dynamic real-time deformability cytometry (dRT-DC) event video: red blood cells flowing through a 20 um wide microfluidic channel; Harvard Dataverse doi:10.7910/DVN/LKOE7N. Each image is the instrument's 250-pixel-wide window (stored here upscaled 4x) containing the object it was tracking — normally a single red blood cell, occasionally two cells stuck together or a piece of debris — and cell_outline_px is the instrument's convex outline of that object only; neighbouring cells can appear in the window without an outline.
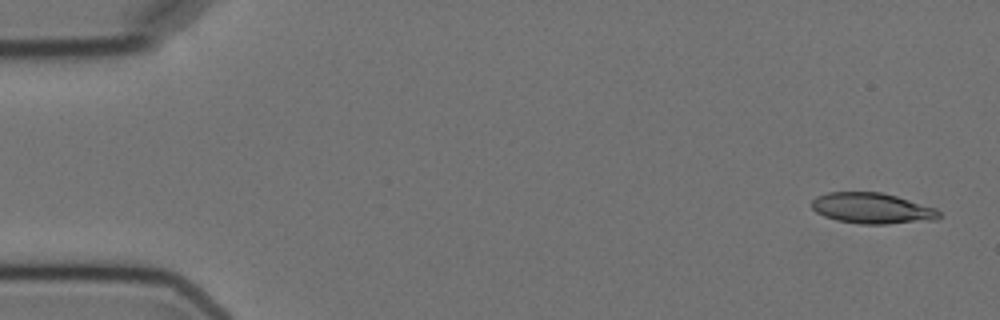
{"species": "Egyptian fruit bat (a non-hibernating species)", "species_latin": "Rousettus aegyptiacus", "temperature_condition": "cold", "stored_images_in_passage": 5, "camera_frame_rate_fps": 3000, "um_per_image_px": 0.085, "animal": {"sex": "female"}, "frame": {"image": 1, "passage_image": 1, "time_ms": 0.0, "image_size_px": [1000, 320], "cell_outline_px": [[940, 216], [936, 220], [888, 224], [860, 224], [836, 220], [824, 216], [816, 212], [812, 208], [812, 200], [816, 196], [828, 192], [880, 192], [896, 196], [936, 208], [940, 212]], "centroid_in_image_um": [74.12, 17.71], "position_along_channel_um": 10.9, "area_um2": 22.89}}
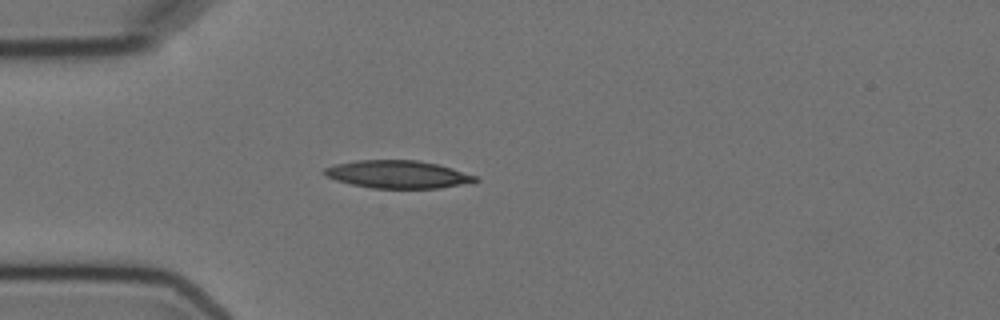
{"frame": {"image": 2, "passage_image": 5, "time_ms": 4.333, "image_size_px": [1000, 320], "cell_outline_px": [[480, 180], [440, 188], [372, 188], [352, 184], [336, 180], [324, 176], [320, 172], [324, 168], [336, 164], [356, 160], [416, 160], [436, 164], [452, 168], [476, 176]], "centroid_in_image_um": [33.74, 14.81], "position_along_channel_um": 51.3, "area_um2": 24.28}}